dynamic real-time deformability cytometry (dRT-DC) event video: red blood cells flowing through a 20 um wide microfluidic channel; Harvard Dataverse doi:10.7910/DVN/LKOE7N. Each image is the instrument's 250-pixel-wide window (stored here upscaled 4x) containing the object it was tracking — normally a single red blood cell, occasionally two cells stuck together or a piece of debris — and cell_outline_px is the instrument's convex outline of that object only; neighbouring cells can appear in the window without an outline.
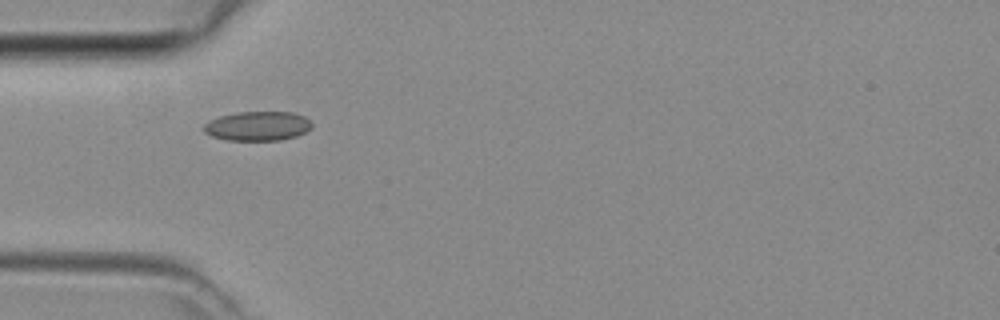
{"species": "common noctule bat (a hibernating species)", "species_latin": "Nyctalus noctula", "temperature_condition": "room temperature", "stored_images_in_passage": 18, "camera_frame_rate_fps": 3000, "um_per_image_px": 0.085, "animal": {"sex": "female", "body_mass_g": 29.2, "forearm_length_mm": 56.3}, "frame": {"image": 1, "passage_image": 1, "time_ms": 0.0, "image_size_px": [1000, 320], "cell_outline_px": [[312, 128], [296, 136], [280, 140], [228, 140], [212, 136], [204, 132], [204, 124], [208, 120], [220, 116], [236, 112], [292, 112], [304, 116], [312, 124]], "centroid_in_image_um": [21.89, 10.71], "position_along_channel_um": 63.1, "area_um2": 18.44}}
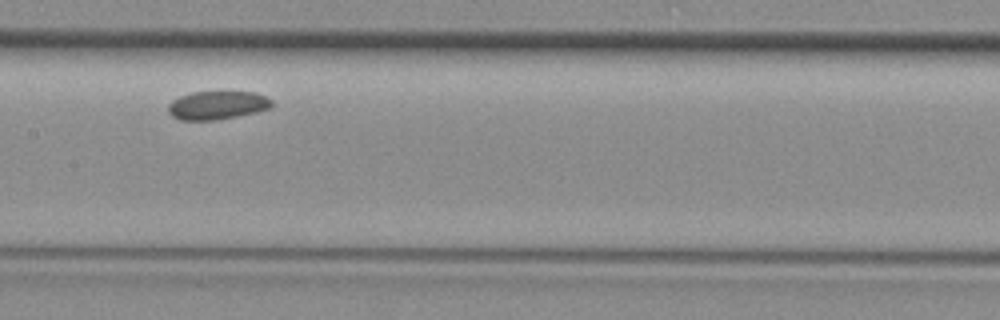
{"frame": {"image": 2, "passage_image": 10, "time_ms": 3.0, "image_size_px": [1000, 320], "cell_outline_px": [[272, 104], [268, 108], [256, 112], [216, 120], [180, 120], [172, 116], [168, 112], [168, 104], [172, 100], [180, 96], [192, 92], [256, 92], [268, 96], [272, 100]], "centroid_in_image_um": [18.46, 8.94], "position_along_channel_um": 188.9, "area_um2": 17.17}}
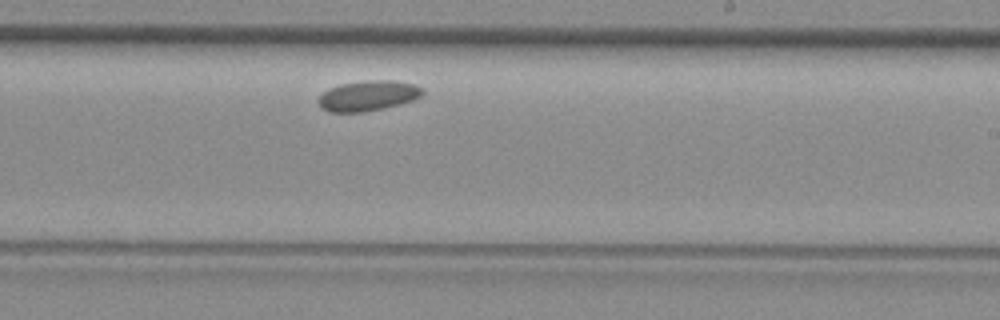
{"frame": {"image": 3, "passage_image": 15, "time_ms": 4.667, "image_size_px": [1000, 320], "cell_outline_px": [[424, 92], [420, 96], [412, 100], [400, 104], [384, 108], [364, 112], [328, 112], [320, 108], [316, 100], [328, 88], [340, 84], [368, 80], [392, 80], [416, 84], [424, 88]], "centroid_in_image_um": [31.27, 8.14], "position_along_channel_um": 257.7, "area_um2": 18.61}}